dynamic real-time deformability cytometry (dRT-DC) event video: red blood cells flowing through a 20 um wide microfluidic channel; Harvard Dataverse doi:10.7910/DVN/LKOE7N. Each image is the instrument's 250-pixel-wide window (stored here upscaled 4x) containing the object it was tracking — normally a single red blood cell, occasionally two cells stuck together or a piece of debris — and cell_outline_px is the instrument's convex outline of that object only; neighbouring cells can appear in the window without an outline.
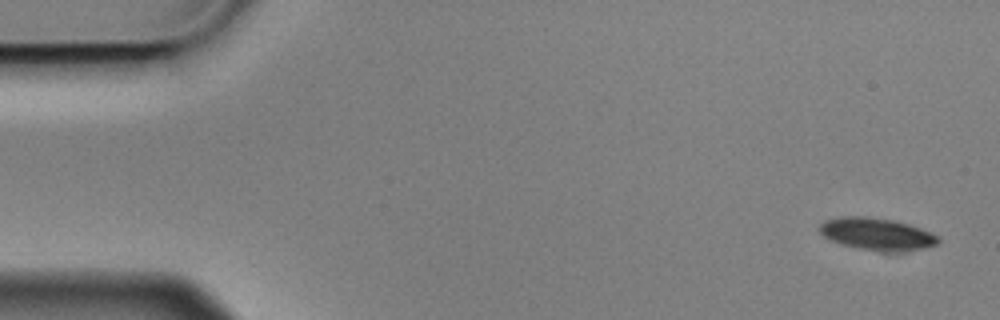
{"species": "Egyptian fruit bat (a non-hibernating species)", "species_latin": "Rousettus aegyptiacus", "temperature_condition": "cold", "stored_images_in_passage": 5, "camera_frame_rate_fps": 3000, "um_per_image_px": 0.085, "animal": {"sex": "male"}, "frame": {"image": 1, "passage_image": 1, "time_ms": 0.0, "image_size_px": [1000, 320], "cell_outline_px": [[940, 240], [936, 244], [924, 248], [896, 252], [880, 252], [840, 244], [824, 236], [820, 232], [820, 224], [824, 220], [840, 216], [864, 216], [896, 220], [920, 228], [940, 236]], "centroid_in_image_um": [74.54, 19.89], "position_along_channel_um": 10.5, "area_um2": 22.37}}
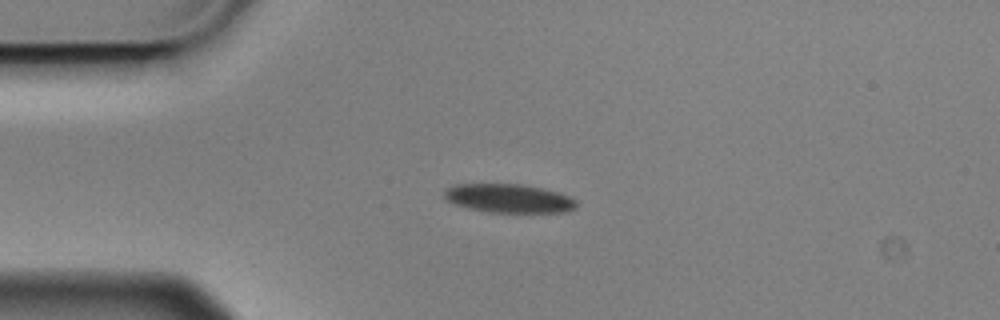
{"frame": {"image": 2, "passage_image": 4, "time_ms": 1.0, "image_size_px": [1000, 320], "cell_outline_px": [[576, 208], [568, 212], [488, 212], [468, 208], [444, 200], [444, 192], [448, 188], [456, 184], [520, 184], [540, 188], [556, 192], [568, 196], [576, 200]], "centroid_in_image_um": [43.23, 16.87], "position_along_channel_um": 41.8, "area_um2": 21.96}}